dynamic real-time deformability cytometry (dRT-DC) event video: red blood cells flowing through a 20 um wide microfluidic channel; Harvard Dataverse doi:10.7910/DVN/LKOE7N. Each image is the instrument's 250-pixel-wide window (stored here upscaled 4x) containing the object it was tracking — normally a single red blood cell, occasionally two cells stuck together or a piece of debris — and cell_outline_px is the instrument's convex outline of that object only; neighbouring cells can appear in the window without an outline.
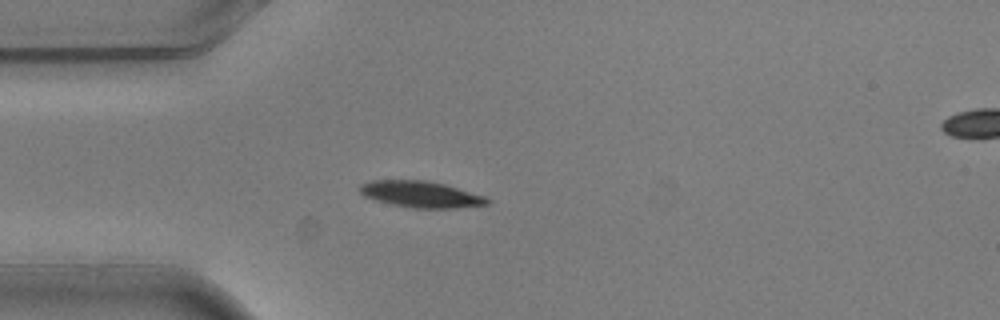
{"species": "common noctule bat (a hibernating species)", "species_latin": "Nyctalus noctula", "temperature_condition": "warm", "stored_images_in_passage": 2, "camera_frame_rate_fps": 3000, "um_per_image_px": 0.085, "animal": {"sex": "male", "body_mass_g": 20.5, "forearm_length_mm": 52.5}, "frame": {"image": 1, "passage_image": 1, "time_ms": 0.0, "image_size_px": [1000, 320], "cell_outline_px": [[492, 200], [488, 204], [456, 208], [412, 208], [392, 204], [376, 200], [364, 196], [360, 192], [360, 184], [372, 180], [424, 180], [444, 184], [484, 196]], "centroid_in_image_um": [35.77, 16.52], "position_along_channel_um": 49.2, "area_um2": 19.42}}